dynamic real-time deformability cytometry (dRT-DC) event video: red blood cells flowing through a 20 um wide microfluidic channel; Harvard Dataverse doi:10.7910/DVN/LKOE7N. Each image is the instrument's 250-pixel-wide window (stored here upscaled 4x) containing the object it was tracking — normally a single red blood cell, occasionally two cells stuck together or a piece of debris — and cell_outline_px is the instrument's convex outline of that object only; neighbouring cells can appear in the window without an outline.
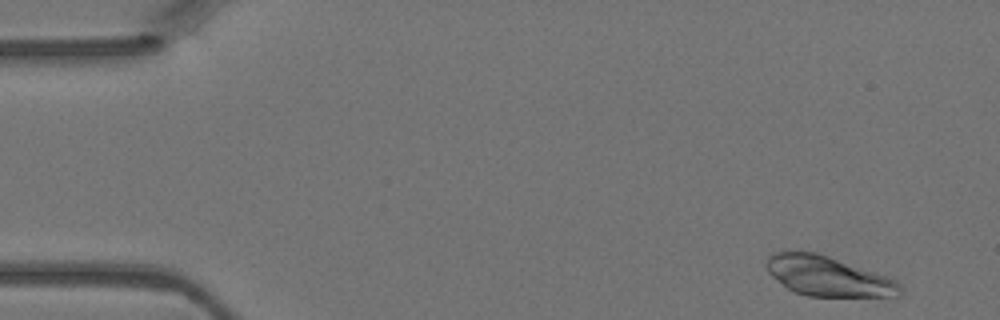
{"species": "Egyptian fruit bat (a non-hibernating species)", "species_latin": "Rousettus aegyptiacus", "temperature_condition": "warm", "stored_images_in_passage": 4, "camera_frame_rate_fps": 3000, "um_per_image_px": 0.085, "animal": {"sex": "female"}, "frame": {"image": 1, "passage_image": 1, "time_ms": 0.0, "image_size_px": [1000, 320], "cell_outline_px": [[900, 296], [808, 296], [792, 292], [772, 276], [768, 272], [764, 264], [768, 256], [772, 252], [816, 252], [828, 256], [896, 280], [900, 284]], "centroid_in_image_um": [70.31, 23.48], "position_along_channel_um": 14.7, "area_um2": 30.63}}
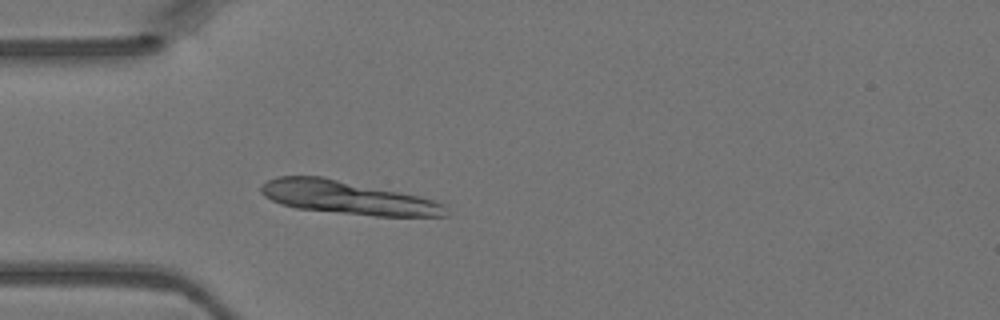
{"frame": {"image": 2, "passage_image": 4, "time_ms": 1.0, "image_size_px": [1000, 320], "cell_outline_px": [[448, 216], [376, 216], [296, 208], [280, 204], [264, 196], [260, 192], [260, 184], [276, 176], [324, 176], [420, 196], [436, 200], [444, 204]], "centroid_in_image_um": [29.52, 16.78], "position_along_channel_um": 55.5, "area_um2": 35.95}}